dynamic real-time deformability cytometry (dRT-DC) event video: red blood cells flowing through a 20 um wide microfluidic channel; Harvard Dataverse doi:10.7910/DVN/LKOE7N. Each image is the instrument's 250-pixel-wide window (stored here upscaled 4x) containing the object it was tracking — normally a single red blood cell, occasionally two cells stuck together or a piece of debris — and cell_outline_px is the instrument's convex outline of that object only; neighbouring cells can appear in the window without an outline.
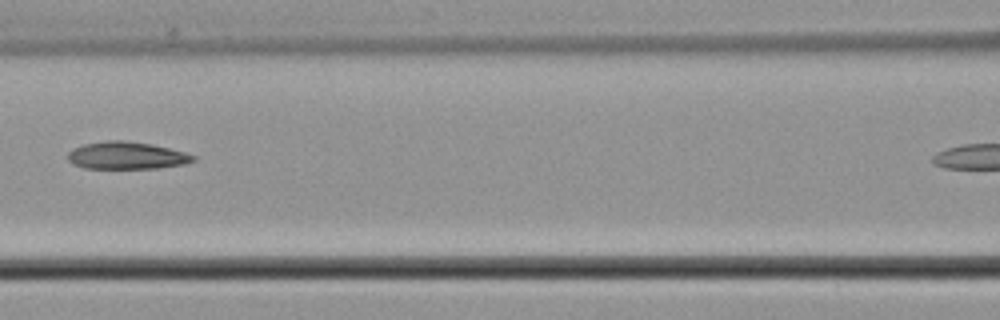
{"species": "common noctule bat (a hibernating species)", "species_latin": "Nyctalus noctula", "temperature_condition": "cold", "stored_images_in_passage": 6, "segment_of_instrument_passage": [1, 2], "camera_frame_rate_fps": 3000, "um_per_image_px": 0.085, "animal": {"sex": "male", "body_mass_g": 21.5, "forearm_length_mm": 52.0}, "frame": {"image": 1, "passage_image": 5, "time_ms": 4.667, "image_size_px": [1000, 320], "cell_outline_px": [[196, 160], [184, 164], [160, 168], [84, 168], [72, 164], [68, 160], [68, 152], [72, 148], [84, 144], [108, 140], [124, 140], [152, 144], [184, 152], [196, 156]], "centroid_in_image_um": [10.75, 13.22], "position_along_channel_um": 155.9, "area_um2": 20.06}}